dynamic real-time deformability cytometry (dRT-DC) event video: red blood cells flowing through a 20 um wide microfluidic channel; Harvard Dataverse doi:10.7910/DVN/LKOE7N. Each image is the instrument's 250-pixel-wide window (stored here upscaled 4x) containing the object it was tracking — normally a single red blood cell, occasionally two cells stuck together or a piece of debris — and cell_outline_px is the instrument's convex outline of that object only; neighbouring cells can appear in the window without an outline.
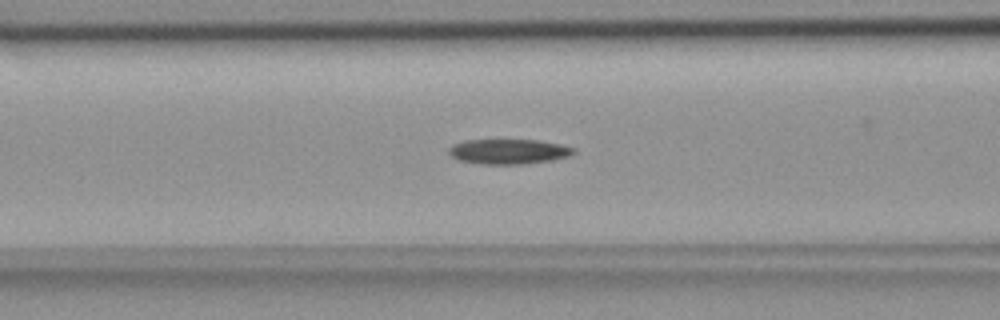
{"species": "common noctule bat (a hibernating species)", "species_latin": "Nyctalus noctula", "temperature_condition": "room temperature", "stored_images_in_passage": 54, "camera_frame_rate_fps": 3000, "um_per_image_px": 0.085, "animal": {"sex": "female", "body_mass_g": 18.4}, "frame": {"image": 1, "passage_image": 21, "time_ms": 6.667, "image_size_px": [1000, 320], "cell_outline_px": [[576, 152], [568, 156], [552, 160], [520, 164], [484, 164], [460, 160], [452, 156], [448, 152], [448, 148], [452, 144], [464, 140], [536, 140], [560, 144], [576, 148]], "centroid_in_image_um": [43.23, 12.87], "position_along_channel_um": 123.4, "area_um2": 18.09}}
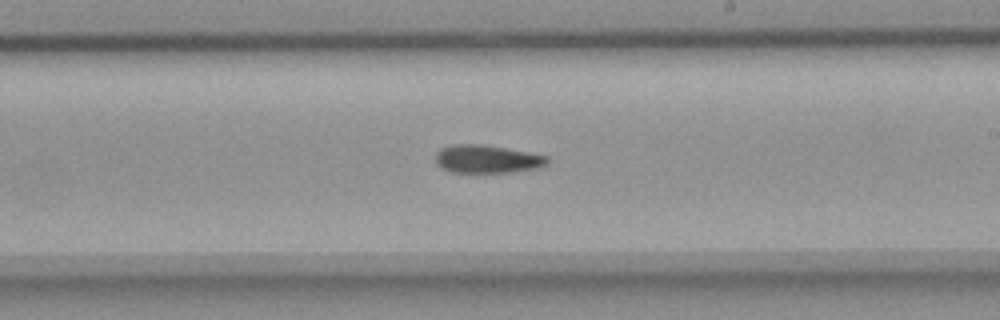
{"frame": {"image": 2, "passage_image": 31, "time_ms": 10.0, "image_size_px": [1000, 320], "cell_outline_px": [[548, 160], [544, 164], [536, 168], [508, 172], [452, 172], [440, 168], [436, 164], [436, 152], [440, 148], [452, 144], [484, 144], [528, 152], [548, 156]], "centroid_in_image_um": [41.33, 13.5], "position_along_channel_um": 247.7, "area_um2": 18.21}}
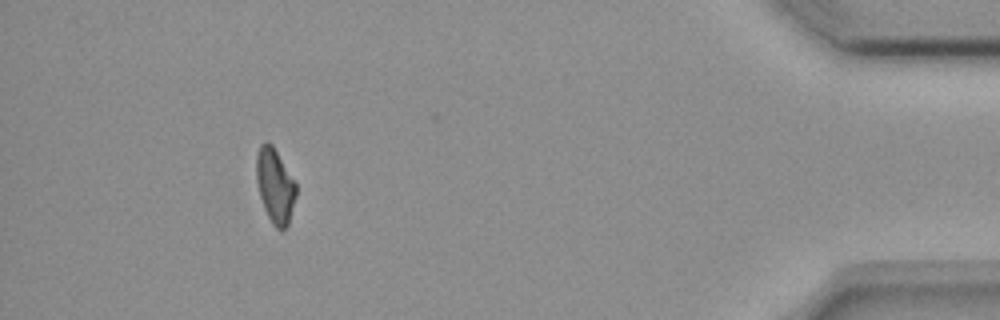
{"frame": {"image": 3, "passage_image": 49, "time_ms": 16.0, "image_size_px": [1000, 320], "cell_outline_px": [[296, 196], [288, 224], [284, 228], [276, 228], [272, 224], [264, 208], [260, 196], [256, 180], [256, 152], [260, 144], [264, 140], [272, 144], [296, 184]], "centroid_in_image_um": [23.35, 15.75], "position_along_channel_um": 411.8, "area_um2": 17.11}}